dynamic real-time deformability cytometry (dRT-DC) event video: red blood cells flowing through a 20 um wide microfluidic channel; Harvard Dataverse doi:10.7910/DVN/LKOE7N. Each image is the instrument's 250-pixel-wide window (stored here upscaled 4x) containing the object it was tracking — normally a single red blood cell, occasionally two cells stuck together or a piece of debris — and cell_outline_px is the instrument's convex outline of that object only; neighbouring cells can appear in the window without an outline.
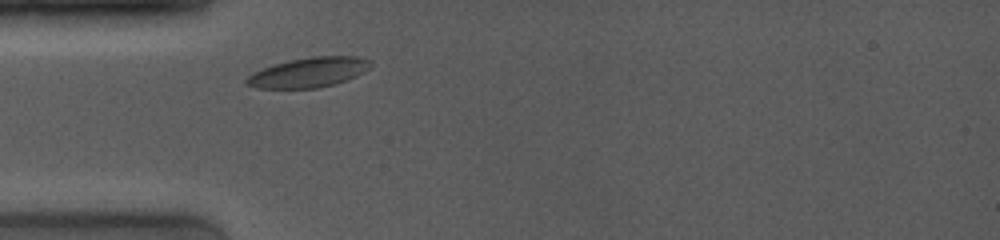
{"species": "common noctule bat (a hibernating species)", "species_latin": "Nyctalus noctula", "temperature_condition": "room temperature", "stored_images_in_passage": 48, "camera_frame_rate_fps": 4000, "um_per_image_px": 0.085, "animal": {"sex": "female", "body_mass_g": 19.0, "forearm_length_mm": 53.3}, "frame": {"image": 1, "passage_image": 1, "time_ms": 0.0, "image_size_px": [1000, 240], "cell_outline_px": [[372, 64], [364, 72], [356, 76], [336, 84], [316, 88], [256, 88], [244, 84], [244, 80], [252, 72], [288, 60], [312, 56], [356, 56], [372, 60]], "centroid_in_image_um": [26.24, 6.15], "position_along_channel_um": 58.8, "area_um2": 21.68}}
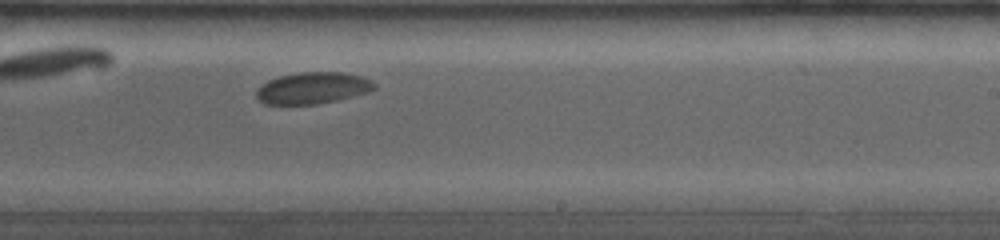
{"frame": {"image": 2, "passage_image": 34, "time_ms": 5.5, "image_size_px": [1000, 240], "cell_outline_px": [[376, 88], [368, 92], [336, 100], [316, 104], [264, 104], [256, 96], [256, 92], [268, 80], [280, 76], [300, 72], [340, 72], [360, 76], [372, 80], [376, 84]], "centroid_in_image_um": [26.61, 7.48], "position_along_channel_um": 262.4, "area_um2": 21.44}}
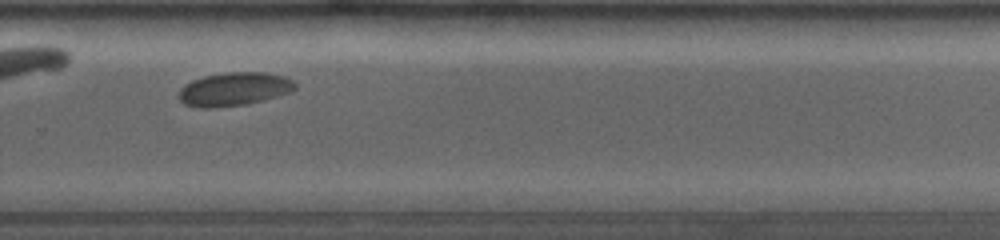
{"frame": {"image": 3, "passage_image": 41, "time_ms": 6.75, "image_size_px": [1000, 240], "cell_outline_px": [[296, 88], [288, 92], [260, 100], [244, 104], [216, 108], [200, 108], [184, 104], [180, 100], [180, 88], [184, 84], [192, 80], [204, 76], [224, 72], [264, 72], [284, 76], [292, 80], [296, 84]], "centroid_in_image_um": [19.85, 7.56], "position_along_channel_um": 309.9, "area_um2": 22.48}}